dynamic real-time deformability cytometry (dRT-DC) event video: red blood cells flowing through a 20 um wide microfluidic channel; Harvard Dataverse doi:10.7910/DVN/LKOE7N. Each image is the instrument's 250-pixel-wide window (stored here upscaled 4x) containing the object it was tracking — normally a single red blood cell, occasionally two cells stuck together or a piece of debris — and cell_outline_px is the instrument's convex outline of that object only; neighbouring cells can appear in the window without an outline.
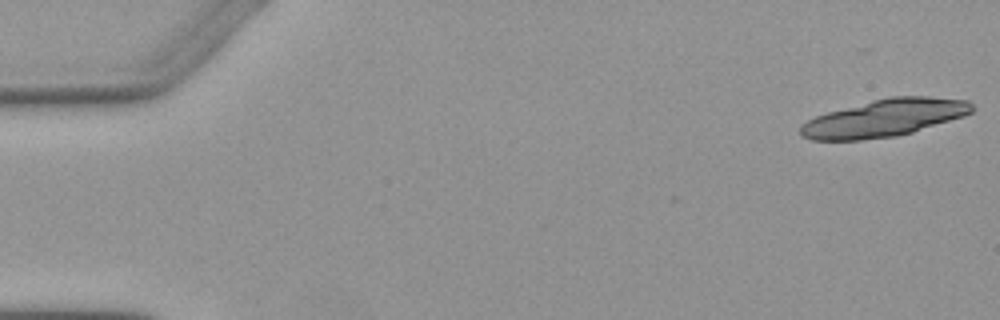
{"species": "Egyptian fruit bat (a non-hibernating species)", "species_latin": "Rousettus aegyptiacus", "temperature_condition": "warm", "stored_images_in_passage": 6, "camera_frame_rate_fps": 3000, "um_per_image_px": 0.085, "animal": {"sex": "female"}, "frame": {"image": 1, "passage_image": 1, "time_ms": 0.0, "image_size_px": [1000, 320], "cell_outline_px": [[976, 108], [972, 112], [964, 116], [912, 132], [896, 136], [860, 140], [812, 140], [800, 136], [800, 124], [816, 116], [828, 112], [872, 100], [888, 96], [928, 96], [968, 100]], "centroid_in_image_um": [75.18, 10.02], "position_along_channel_um": 9.8, "area_um2": 37.4}}
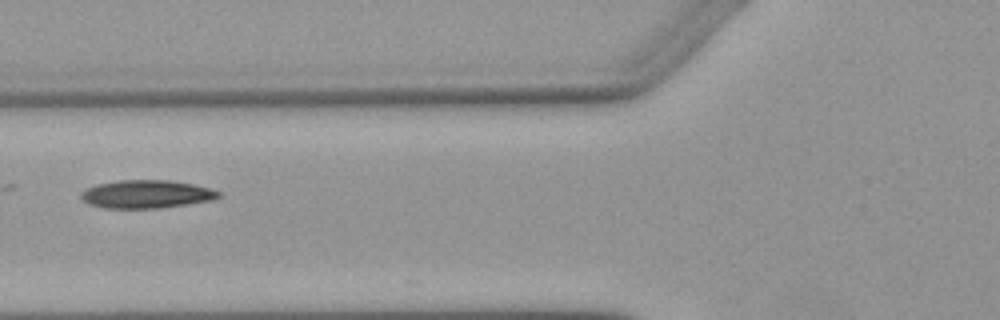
{"frame": {"image": 2, "passage_image": 6, "time_ms": 6.667, "image_size_px": [1000, 320], "cell_outline_px": [[224, 196], [212, 200], [188, 204], [160, 208], [104, 208], [88, 204], [80, 200], [80, 192], [96, 184], [120, 180], [172, 180], [212, 188], [220, 192]], "centroid_in_image_um": [12.46, 16.5], "position_along_channel_um": 113.3, "area_um2": 22.83}}